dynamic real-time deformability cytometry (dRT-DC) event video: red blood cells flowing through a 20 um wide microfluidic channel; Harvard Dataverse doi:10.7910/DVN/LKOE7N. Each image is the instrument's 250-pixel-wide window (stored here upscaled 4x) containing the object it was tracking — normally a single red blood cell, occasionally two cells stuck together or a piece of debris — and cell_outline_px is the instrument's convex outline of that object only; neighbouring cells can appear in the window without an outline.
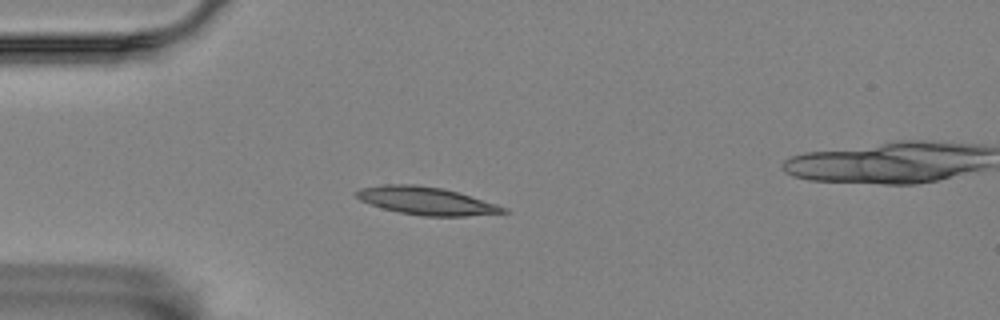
{"species": "Egyptian fruit bat (a non-hibernating species)", "species_latin": "Rousettus aegyptiacus", "temperature_condition": "room temperature", "stored_images_in_passage": 17, "camera_frame_rate_fps": 3000, "um_per_image_px": 0.085, "animal": {"sex": "female"}, "frame": {"image": 1, "passage_image": 12, "time_ms": 3.667, "image_size_px": [1000, 320], "cell_outline_px": [[508, 212], [464, 216], [420, 216], [400, 212], [368, 204], [360, 200], [356, 196], [356, 192], [360, 188], [384, 184], [416, 184], [440, 188], [456, 192], [496, 204], [508, 208]], "centroid_in_image_um": [36.2, 17.07], "position_along_channel_um": 48.8, "area_um2": 23.52}}
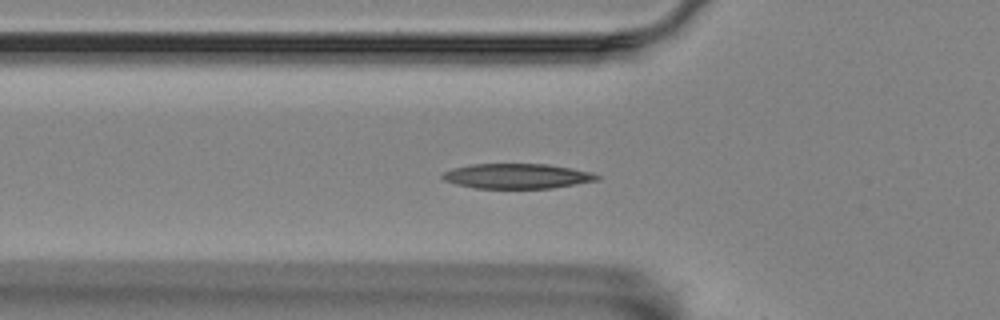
{"frame": {"image": 2, "passage_image": 16, "time_ms": 5.0, "image_size_px": [1000, 320], "cell_outline_px": [[600, 180], [552, 188], [476, 188], [456, 184], [444, 180], [440, 176], [444, 172], [452, 168], [472, 164], [548, 164], [592, 172], [600, 176]], "centroid_in_image_um": [43.96, 14.97], "position_along_channel_um": 81.8, "area_um2": 22.48}}